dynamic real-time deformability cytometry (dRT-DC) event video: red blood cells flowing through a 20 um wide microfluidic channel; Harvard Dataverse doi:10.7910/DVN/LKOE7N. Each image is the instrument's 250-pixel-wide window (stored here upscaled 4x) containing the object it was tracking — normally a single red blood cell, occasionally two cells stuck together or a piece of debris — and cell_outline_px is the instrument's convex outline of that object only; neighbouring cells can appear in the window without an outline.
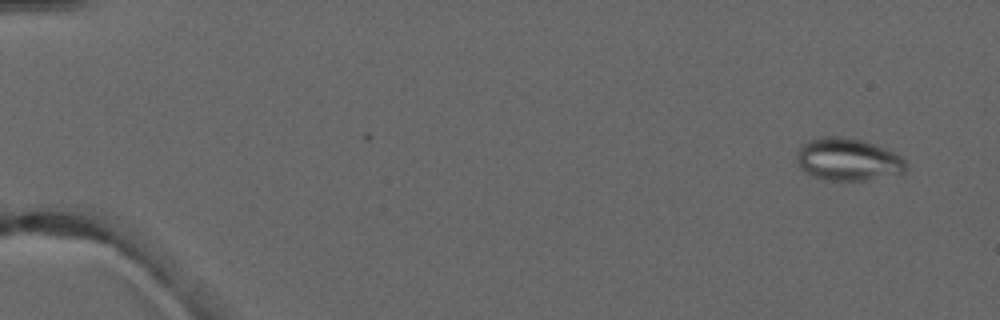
{"species": "common noctule bat (a hibernating species)", "species_latin": "Nyctalus noctula", "temperature_condition": "warm", "stored_images_in_passage": 5, "camera_frame_rate_fps": 3000, "um_per_image_px": 0.085, "animal": {"sex": "male", "forearm_length_mm": 52.5}, "frame": {"image": 1, "passage_image": 1, "time_ms": 0.0, "image_size_px": [1000, 320], "cell_outline_px": [[908, 168], [904, 172], [864, 180], [824, 180], [804, 172], [800, 168], [796, 160], [796, 156], [800, 148], [808, 140], [820, 136], [840, 136], [864, 140], [896, 152], [908, 164]], "centroid_in_image_um": [72.07, 13.54], "position_along_channel_um": 12.9, "area_um2": 27.17}}